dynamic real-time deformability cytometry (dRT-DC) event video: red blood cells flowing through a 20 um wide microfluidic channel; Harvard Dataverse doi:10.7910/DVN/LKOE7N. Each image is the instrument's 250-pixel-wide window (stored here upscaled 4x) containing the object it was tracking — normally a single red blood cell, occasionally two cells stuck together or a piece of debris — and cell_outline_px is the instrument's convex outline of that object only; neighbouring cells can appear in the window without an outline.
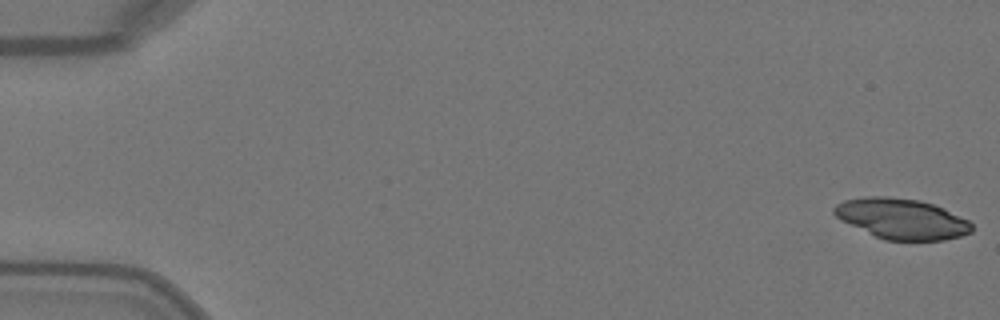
{"species": "Egyptian fruit bat (a non-hibernating species)", "species_latin": "Rousettus aegyptiacus", "temperature_condition": "warm", "stored_images_in_passage": 5, "camera_frame_rate_fps": 3000, "um_per_image_px": 0.085, "animal": {"sex": "female"}, "frame": {"image": 1, "passage_image": 1, "time_ms": 0.0, "image_size_px": [1000, 320], "cell_outline_px": [[972, 232], [960, 236], [944, 240], [884, 240], [840, 220], [832, 212], [832, 208], [836, 204], [844, 200], [864, 196], [888, 196], [920, 200], [944, 208], [968, 220], [972, 224]], "centroid_in_image_um": [76.62, 18.58], "position_along_channel_um": 8.4, "area_um2": 32.54}}